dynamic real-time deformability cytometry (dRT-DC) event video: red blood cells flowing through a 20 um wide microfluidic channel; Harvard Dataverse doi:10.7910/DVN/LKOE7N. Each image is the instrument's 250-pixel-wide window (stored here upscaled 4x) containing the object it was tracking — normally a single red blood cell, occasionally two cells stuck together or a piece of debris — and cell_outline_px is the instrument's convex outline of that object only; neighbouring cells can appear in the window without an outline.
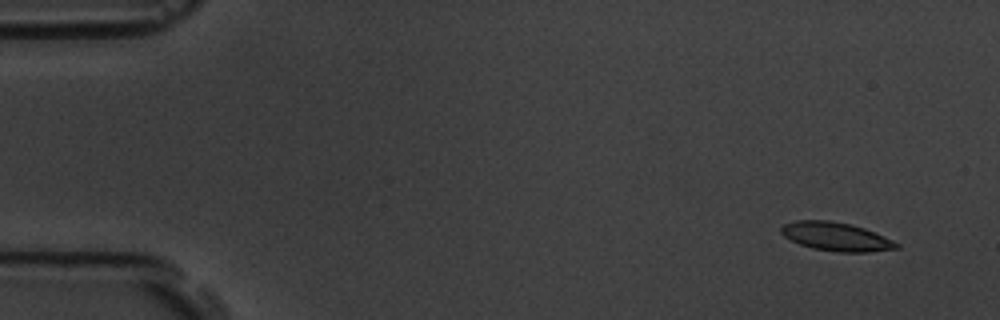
{"species": "common noctule bat (a hibernating species)", "species_latin": "Nyctalus noctula", "temperature_condition": "room temperature", "stored_images_in_passage": 16, "camera_frame_rate_fps": 3000, "um_per_image_px": 0.085, "animal": {"sex": "male", "body_mass_g": 19.5, "forearm_length_mm": 54.6}, "frame": {"image": 1, "passage_image": 1, "time_ms": 0.0, "image_size_px": [1000, 320], "cell_outline_px": [[900, 248], [868, 252], [836, 252], [812, 248], [800, 244], [784, 236], [780, 232], [780, 228], [784, 224], [796, 220], [828, 220], [852, 224], [864, 228], [884, 236], [900, 244]], "centroid_in_image_um": [71.07, 20.11], "position_along_channel_um": 13.9, "area_um2": 19.25}}
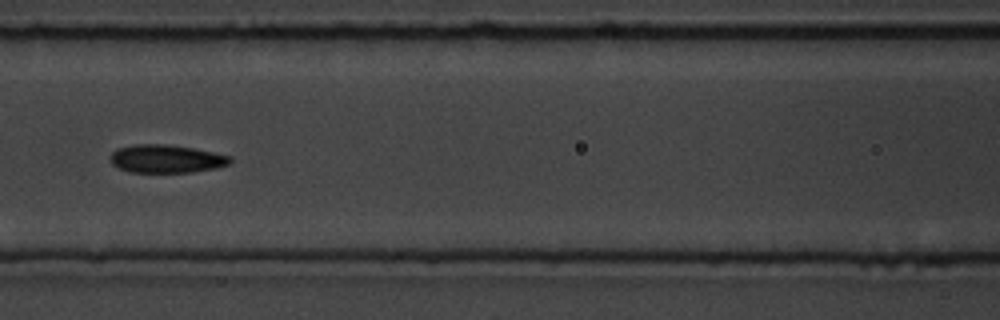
{"frame": {"image": 2, "passage_image": 7, "time_ms": 7.0, "image_size_px": [1000, 320], "cell_outline_px": [[232, 160], [228, 164], [216, 168], [192, 172], [128, 172], [112, 164], [112, 152], [116, 148], [136, 144], [164, 144], [192, 148], [232, 156]], "centroid_in_image_um": [14.14, 13.5], "position_along_channel_um": 152.5, "area_um2": 19.48}}
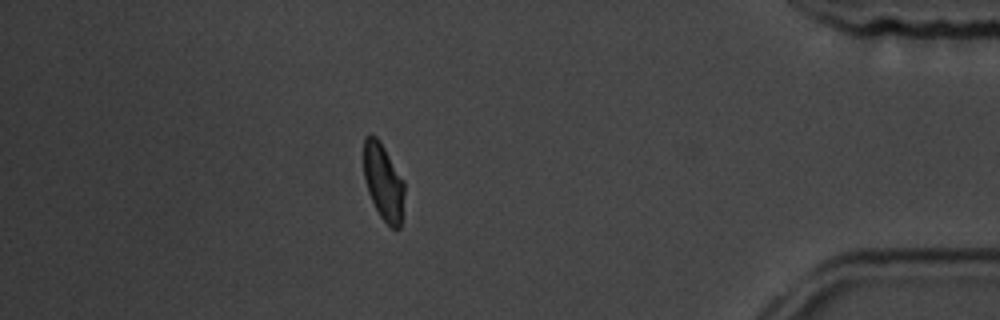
{"frame": {"image": 3, "passage_image": 14, "time_ms": 15.0, "image_size_px": [1000, 320], "cell_outline_px": [[404, 196], [400, 228], [392, 228], [380, 216], [368, 192], [364, 180], [364, 136], [372, 132], [380, 140], [404, 180]], "centroid_in_image_um": [32.58, 15.41], "position_along_channel_um": 402.6, "area_um2": 18.26}, "authors_computed_cell_mechanics": {"area_um2": 18.8139, "velocity_mm_per_s": 3.6729, "shape_relaxation_time_tau1_ms": 1.8294, "shape_relaxation_time_tau2_ms": 1.794, "deformation_change_tau1": 0.102, "deformation_change_tau2": 0.078}}